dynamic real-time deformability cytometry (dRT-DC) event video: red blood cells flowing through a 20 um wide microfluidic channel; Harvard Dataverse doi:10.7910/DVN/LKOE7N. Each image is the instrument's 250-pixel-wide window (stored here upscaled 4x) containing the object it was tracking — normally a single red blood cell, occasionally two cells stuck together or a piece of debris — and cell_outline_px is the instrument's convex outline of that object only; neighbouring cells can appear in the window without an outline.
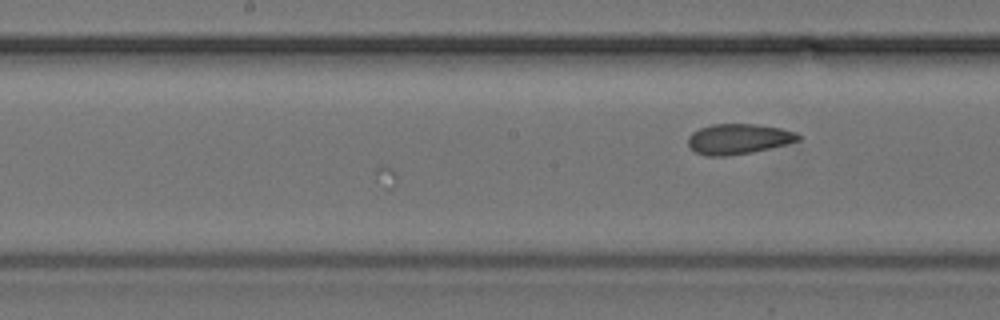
{"species": "common noctule bat (a hibernating species)", "species_latin": "Nyctalus noctula", "temperature_condition": "cold", "stored_images_in_passage": 17, "camera_frame_rate_fps": 3000, "um_per_image_px": 0.085, "animal": {"sex": "female", "body_mass_g": 24.6, "forearm_length_mm": 56.2}, "frame": {"image": 1, "passage_image": 17, "time_ms": 5.333, "image_size_px": [1000, 320], "cell_outline_px": [[800, 140], [788, 144], [752, 152], [724, 156], [708, 156], [696, 152], [688, 148], [688, 136], [692, 132], [700, 128], [712, 124], [756, 124], [780, 128], [796, 132], [800, 136]], "centroid_in_image_um": [62.75, 11.81], "position_along_channel_um": 185.4, "area_um2": 19.54}}